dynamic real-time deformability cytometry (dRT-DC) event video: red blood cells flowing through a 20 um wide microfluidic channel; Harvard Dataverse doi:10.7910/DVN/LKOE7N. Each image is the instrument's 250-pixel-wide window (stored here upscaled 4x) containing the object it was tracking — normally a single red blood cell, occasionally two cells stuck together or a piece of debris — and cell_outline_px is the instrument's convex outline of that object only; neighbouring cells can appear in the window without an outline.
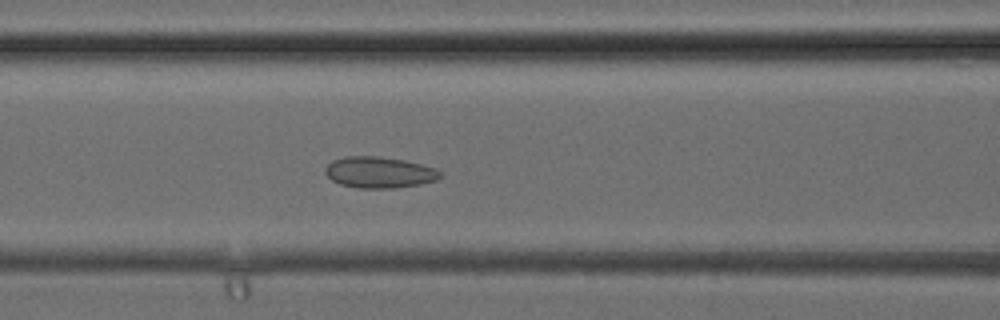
{"species": "common noctule bat (a hibernating species)", "species_latin": "Nyctalus noctula", "temperature_condition": "cold", "stored_images_in_passage": 28, "camera_frame_rate_fps": 3000, "um_per_image_px": 0.085, "animal": {"sex": "female", "body_mass_g": 24.6, "forearm_length_mm": 56.2}, "frame": {"image": 1, "passage_image": 5, "time_ms": 1.333, "image_size_px": [1000, 320], "cell_outline_px": [[444, 176], [436, 180], [420, 184], [392, 188], [360, 188], [340, 184], [332, 180], [324, 172], [324, 168], [332, 160], [344, 156], [380, 156], [404, 160], [436, 168], [444, 172]], "centroid_in_image_um": [32.26, 14.64], "position_along_channel_um": 134.3, "area_um2": 21.1}}
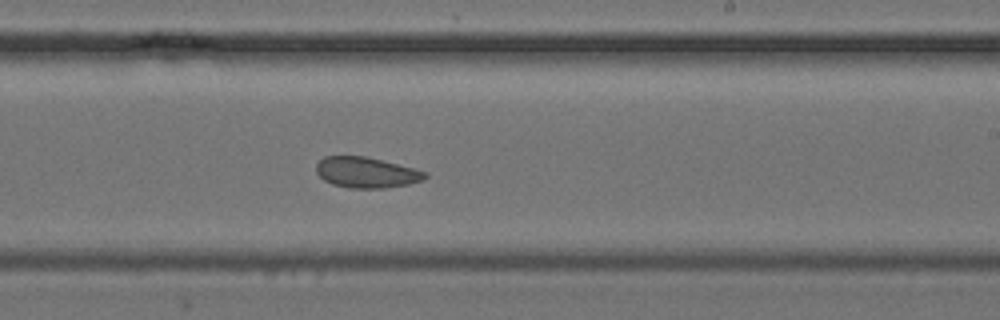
{"frame": {"image": 2, "passage_image": 12, "time_ms": 3.667, "image_size_px": [1000, 320], "cell_outline_px": [[428, 176], [424, 180], [408, 184], [384, 188], [348, 188], [332, 184], [324, 180], [316, 172], [316, 164], [324, 156], [364, 156], [428, 172]], "centroid_in_image_um": [31.13, 14.67], "position_along_channel_um": 257.9, "area_um2": 19.36}}
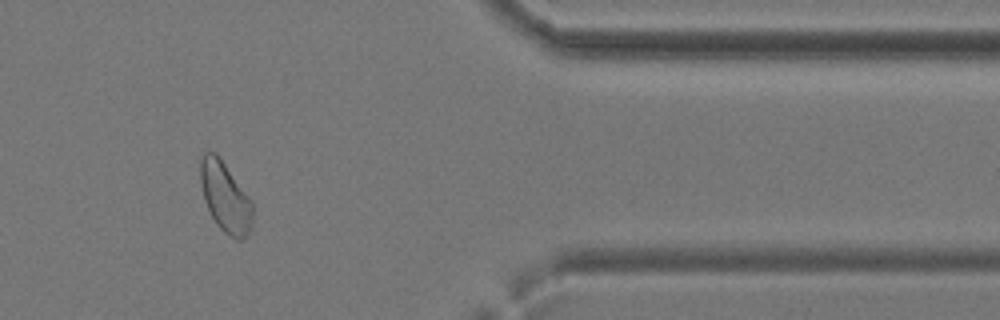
{"frame": {"image": 3, "passage_image": 21, "time_ms": 6.667, "image_size_px": [1000, 320], "cell_outline_px": [[252, 228], [240, 240], [236, 240], [224, 232], [216, 224], [204, 200], [200, 184], [200, 160], [204, 152], [216, 152], [252, 200]], "centroid_in_image_um": [19.14, 16.74], "position_along_channel_um": 392.3, "area_um2": 21.33}}